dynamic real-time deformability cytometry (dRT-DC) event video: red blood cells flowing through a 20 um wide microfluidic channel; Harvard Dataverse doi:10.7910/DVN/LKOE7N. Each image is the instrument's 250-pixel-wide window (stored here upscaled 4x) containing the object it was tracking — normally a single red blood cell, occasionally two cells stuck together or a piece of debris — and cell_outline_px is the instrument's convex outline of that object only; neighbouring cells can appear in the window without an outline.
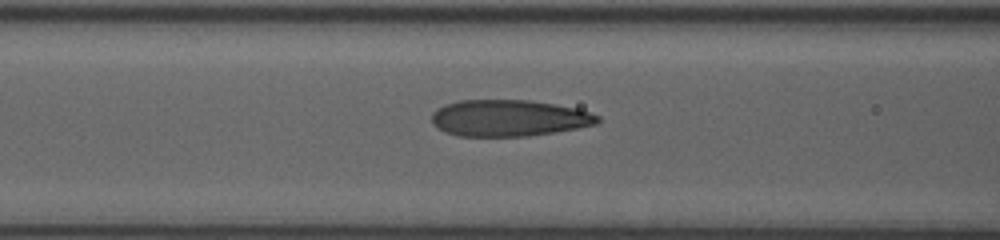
{"species": "human", "species_latin": "Homo sapiens", "temperature_condition": "room temperature", "stored_images_in_passage": 14, "camera_frame_rate_fps": 3000, "um_per_image_px": 0.085, "donor": {"sex": "female"}, "frame": {"image": 1, "passage_image": 13, "time_ms": 6.333, "image_size_px": [1000, 240], "cell_outline_px": [[600, 120], [596, 124], [576, 128], [528, 136], [460, 136], [444, 132], [436, 128], [432, 124], [432, 112], [436, 108], [444, 104], [460, 100], [528, 100], [576, 108], [600, 116]], "centroid_in_image_um": [43.19, 10.03], "position_along_channel_um": 123.4, "area_um2": 35.26}}